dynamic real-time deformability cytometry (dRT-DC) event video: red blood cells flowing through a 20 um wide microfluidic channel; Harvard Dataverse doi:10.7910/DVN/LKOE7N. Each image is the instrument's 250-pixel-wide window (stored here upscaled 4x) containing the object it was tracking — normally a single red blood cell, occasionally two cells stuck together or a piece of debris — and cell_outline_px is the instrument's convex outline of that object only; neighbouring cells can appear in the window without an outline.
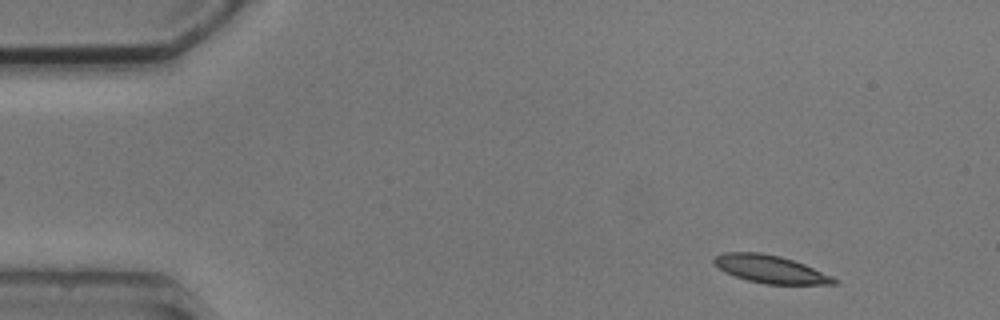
{"species": "common noctule bat (a hibernating species)", "species_latin": "Nyctalus noctula", "temperature_condition": "cold", "stored_images_in_passage": 6, "camera_frame_rate_fps": 3000, "um_per_image_px": 0.085, "animal": {"sex": "male", "body_mass_g": 20.5, "forearm_length_mm": 52.5}, "frame": {"image": 1, "passage_image": 1, "time_ms": 0.0, "image_size_px": [1000, 320], "cell_outline_px": [[840, 280], [836, 284], [764, 284], [748, 280], [724, 272], [712, 260], [716, 256], [724, 252], [760, 252], [780, 256], [804, 264], [832, 276]], "centroid_in_image_um": [65.5, 22.88], "position_along_channel_um": 19.5, "area_um2": 19.25}}
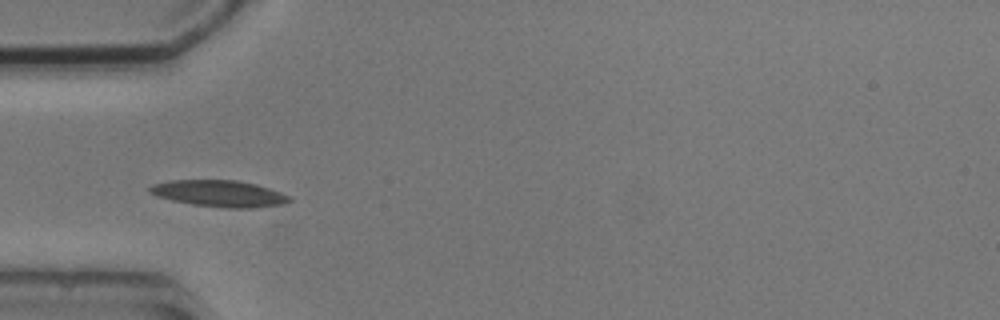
{"frame": {"image": 2, "passage_image": 4, "time_ms": 3.667, "image_size_px": [1000, 320], "cell_outline_px": [[292, 200], [284, 204], [252, 208], [228, 208], [192, 204], [172, 200], [156, 196], [148, 192], [148, 188], [152, 184], [172, 180], [236, 180], [256, 184], [280, 192], [288, 196]], "centroid_in_image_um": [18.61, 16.45], "position_along_channel_um": 66.4, "area_um2": 21.5}}